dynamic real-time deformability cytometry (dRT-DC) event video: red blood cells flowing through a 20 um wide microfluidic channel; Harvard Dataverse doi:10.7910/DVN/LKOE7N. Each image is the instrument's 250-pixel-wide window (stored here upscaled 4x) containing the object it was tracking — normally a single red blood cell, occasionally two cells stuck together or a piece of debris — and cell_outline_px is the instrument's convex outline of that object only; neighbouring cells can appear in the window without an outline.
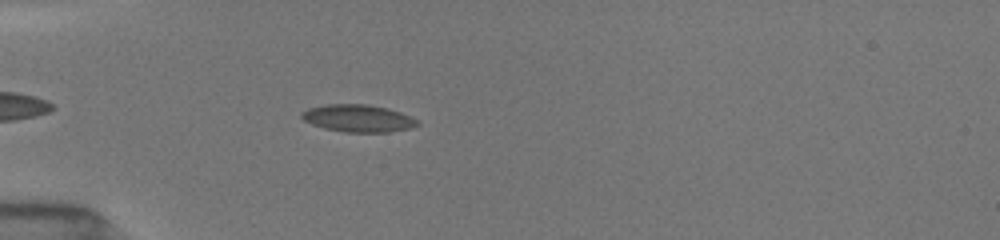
{"species": "common noctule bat (a hibernating species)", "species_latin": "Nyctalus noctula", "temperature_condition": "room temperature", "stored_images_in_passage": 72, "camera_frame_rate_fps": 3000, "um_per_image_px": 0.085, "animal": {"sex": "female", "body_mass_g": 19.5, "forearm_length_mm": 54.1}, "frame": {"image": 1, "passage_image": 13, "time_ms": 1.667, "image_size_px": [1000, 240], "cell_outline_px": [[420, 124], [412, 128], [388, 132], [344, 132], [324, 128], [312, 124], [304, 120], [300, 116], [300, 112], [308, 108], [328, 104], [368, 104], [388, 108], [400, 112], [416, 120]], "centroid_in_image_um": [30.42, 10.05], "position_along_channel_um": 54.6, "area_um2": 18.44}}
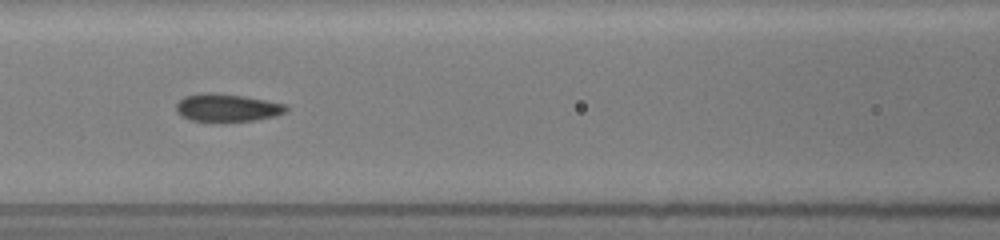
{"frame": {"image": 2, "passage_image": 33, "time_ms": 4.333, "image_size_px": [1000, 240], "cell_outline_px": [[288, 108], [284, 112], [276, 116], [256, 120], [192, 120], [180, 116], [176, 112], [176, 104], [184, 96], [200, 92], [212, 92], [244, 96], [284, 104]], "centroid_in_image_um": [19.26, 9.13], "position_along_channel_um": 147.3, "area_um2": 17.51}}
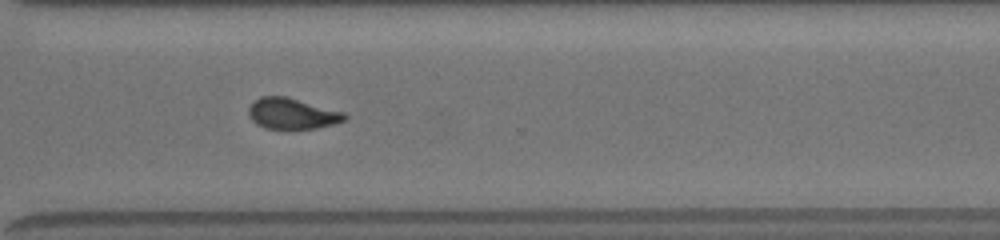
{"frame": {"image": 3, "passage_image": 71, "time_ms": 9.333, "image_size_px": [1000, 240], "cell_outline_px": [[348, 120], [316, 128], [264, 128], [256, 124], [252, 120], [248, 112], [248, 108], [260, 96], [288, 96], [344, 112], [348, 116]], "centroid_in_image_um": [24.85, 9.64], "position_along_channel_um": 345.7, "area_um2": 17.28}}